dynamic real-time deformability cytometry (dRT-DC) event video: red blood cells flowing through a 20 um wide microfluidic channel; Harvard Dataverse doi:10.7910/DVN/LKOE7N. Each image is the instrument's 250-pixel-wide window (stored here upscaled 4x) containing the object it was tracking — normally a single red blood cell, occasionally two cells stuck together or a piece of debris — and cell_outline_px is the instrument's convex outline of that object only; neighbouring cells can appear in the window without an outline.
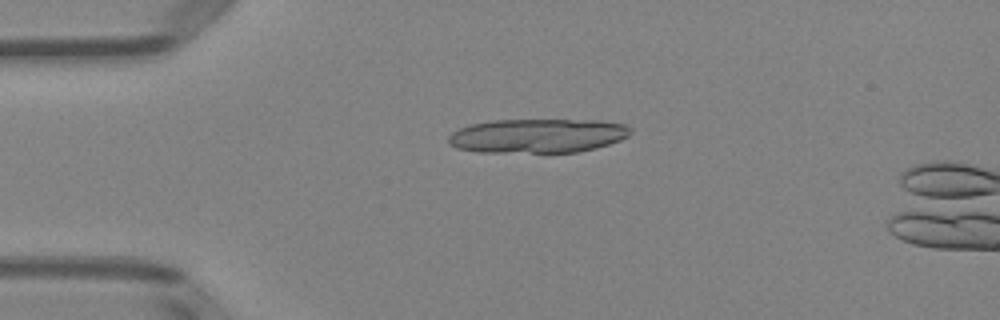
{"species": "Egyptian fruit bat (a non-hibernating species)", "species_latin": "Rousettus aegyptiacus", "temperature_condition": "room temperature", "stored_images_in_passage": 6, "camera_frame_rate_fps": 3000, "um_per_image_px": 0.085, "animal": {"sex": "female"}, "frame": {"image": 1, "passage_image": 4, "time_ms": 3.667, "image_size_px": [1000, 320], "cell_outline_px": [[632, 132], [628, 136], [620, 140], [596, 148], [576, 152], [476, 152], [456, 148], [448, 144], [448, 136], [452, 132], [460, 128], [472, 124], [492, 120], [600, 120], [624, 124], [632, 128]], "centroid_in_image_um": [45.69, 11.54], "position_along_channel_um": 39.3, "area_um2": 36.41}}